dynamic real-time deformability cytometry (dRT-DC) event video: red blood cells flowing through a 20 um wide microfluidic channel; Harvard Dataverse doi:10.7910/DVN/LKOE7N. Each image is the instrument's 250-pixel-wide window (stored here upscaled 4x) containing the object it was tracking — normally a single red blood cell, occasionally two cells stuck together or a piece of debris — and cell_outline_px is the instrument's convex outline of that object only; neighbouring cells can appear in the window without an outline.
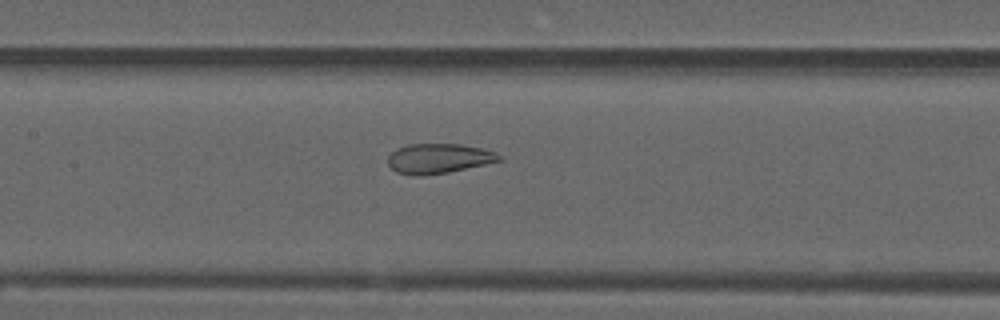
{"species": "common noctule bat (a hibernating species)", "species_latin": "Nyctalus noctula", "temperature_condition": "warm", "stored_images_in_passage": 40, "camera_frame_rate_fps": 3000, "um_per_image_px": 0.085, "animal": {"sex": "male", "forearm_length_mm": 52.5}, "frame": {"image": 1, "passage_image": 12, "time_ms": 3.667, "image_size_px": [1000, 320], "cell_outline_px": [[504, 160], [448, 172], [420, 176], [412, 176], [396, 172], [388, 164], [388, 156], [396, 148], [408, 144], [460, 144], [480, 148], [496, 152], [504, 156]], "centroid_in_image_um": [37.29, 13.47], "position_along_channel_um": 170.1, "area_um2": 19.48}}
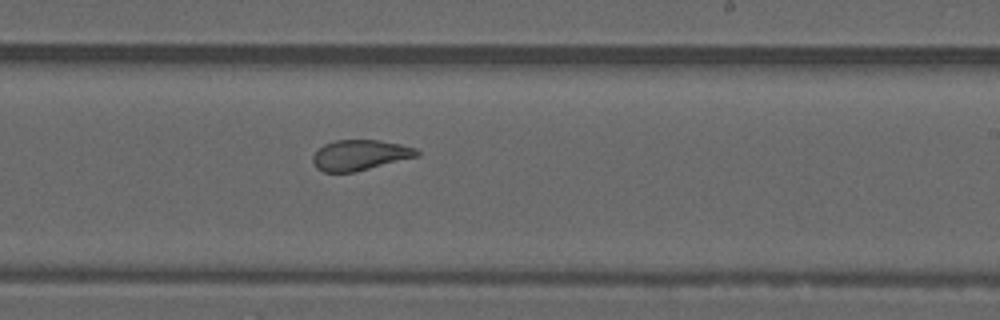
{"frame": {"image": 2, "passage_image": 19, "time_ms": 6.0, "image_size_px": [1000, 320], "cell_outline_px": [[420, 156], [356, 172], [324, 172], [316, 168], [312, 164], [312, 156], [324, 144], [336, 140], [380, 140], [400, 144], [416, 148], [420, 152]], "centroid_in_image_um": [30.61, 13.19], "position_along_channel_um": 258.4, "area_um2": 18.67}}
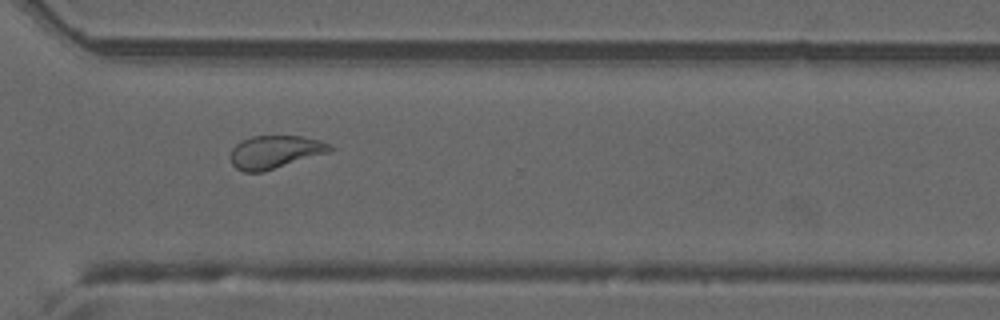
{"frame": {"image": 3, "passage_image": 26, "time_ms": 8.333, "image_size_px": [1000, 320], "cell_outline_px": [[332, 148], [328, 152], [264, 172], [244, 172], [236, 168], [232, 164], [232, 148], [240, 140], [252, 136], [300, 136], [320, 140], [332, 144]], "centroid_in_image_um": [23.36, 12.91], "position_along_channel_um": 347.2, "area_um2": 19.02}, "authors_computed_cell_mechanics": {"area_um2": 20.0277, "velocity_mm_per_s": 3.8036, "shape_relaxation_time_tau1_ms": null, "shape_relaxation_time_tau2_ms": 1.48, "deformation_change_tau1": null, "deformation_change_tau2": 0.0801}}